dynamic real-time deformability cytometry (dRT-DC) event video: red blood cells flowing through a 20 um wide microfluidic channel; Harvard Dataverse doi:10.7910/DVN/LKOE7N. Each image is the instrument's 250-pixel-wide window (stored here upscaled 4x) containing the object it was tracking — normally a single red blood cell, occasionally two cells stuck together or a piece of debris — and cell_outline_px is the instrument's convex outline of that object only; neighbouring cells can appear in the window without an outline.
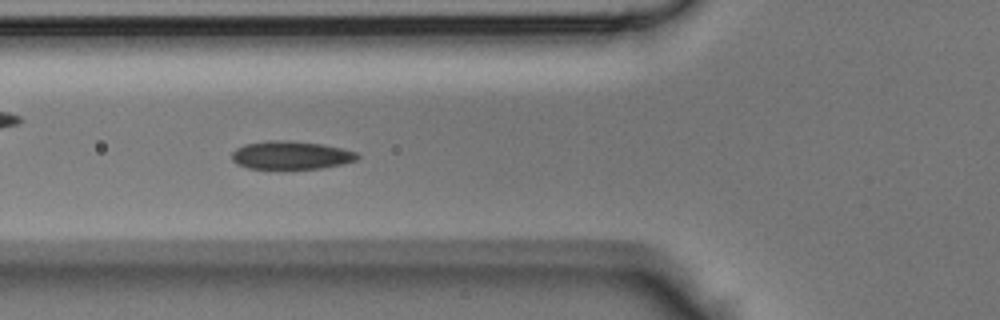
{"species": "Egyptian fruit bat (a non-hibernating species)", "species_latin": "Rousettus aegyptiacus", "temperature_condition": "room temperature", "stored_images_in_passage": 36, "camera_frame_rate_fps": 3000, "um_per_image_px": 0.085, "animal": {"sex": "male"}, "frame": {"image": 1, "passage_image": 8, "time_ms": 2.333, "image_size_px": [1000, 320], "cell_outline_px": [[360, 156], [356, 160], [340, 164], [320, 168], [248, 168], [236, 164], [232, 160], [232, 152], [236, 148], [244, 144], [268, 140], [288, 140], [324, 144], [344, 148], [356, 152]], "centroid_in_image_um": [24.72, 13.17], "position_along_channel_um": 101.1, "area_um2": 20.63}}
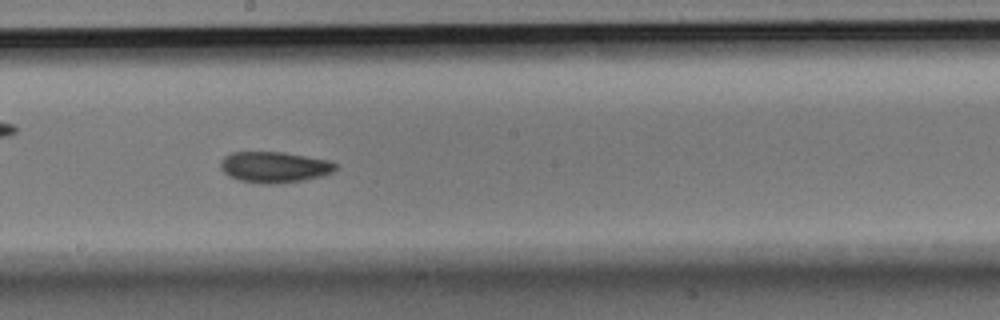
{"frame": {"image": 2, "passage_image": 16, "time_ms": 5.0, "image_size_px": [1000, 320], "cell_outline_px": [[336, 168], [332, 172], [320, 176], [304, 180], [272, 184], [264, 184], [240, 180], [228, 176], [220, 168], [220, 164], [224, 156], [232, 152], [284, 152], [328, 160], [336, 164]], "centroid_in_image_um": [23.29, 14.2], "position_along_channel_um": 224.9, "area_um2": 20.63}}
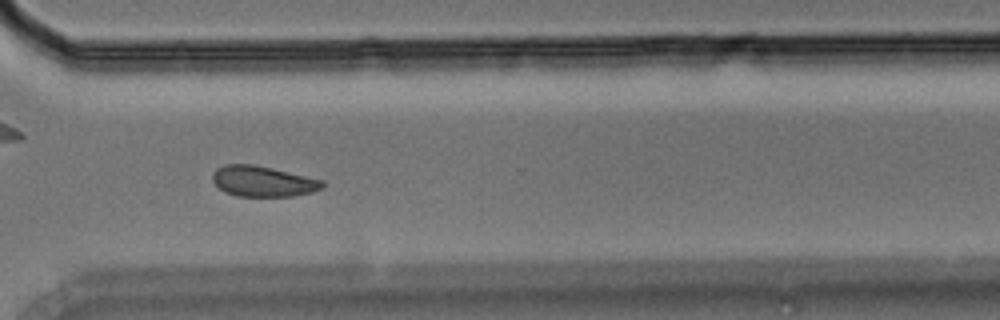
{"frame": {"image": 3, "passage_image": 24, "time_ms": 7.667, "image_size_px": [1000, 320], "cell_outline_px": [[324, 188], [312, 192], [292, 196], [236, 196], [224, 192], [212, 180], [212, 172], [216, 168], [224, 164], [252, 164], [272, 168], [324, 180]], "centroid_in_image_um": [22.34, 15.41], "position_along_channel_um": 348.3, "area_um2": 19.71}}